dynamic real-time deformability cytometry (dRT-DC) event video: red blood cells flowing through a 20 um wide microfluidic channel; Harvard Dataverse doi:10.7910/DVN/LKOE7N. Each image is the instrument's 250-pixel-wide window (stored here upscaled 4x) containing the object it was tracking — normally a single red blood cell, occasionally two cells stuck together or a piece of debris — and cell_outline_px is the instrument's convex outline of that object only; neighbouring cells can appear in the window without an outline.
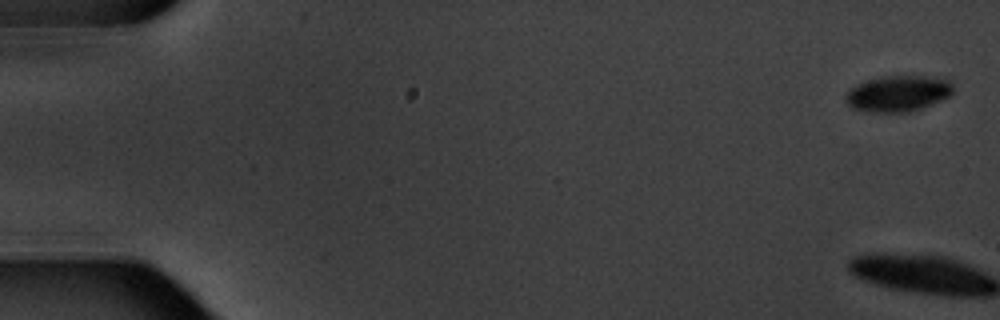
{"species": "common noctule bat (a hibernating species)", "species_latin": "Nyctalus noctula", "temperature_condition": "warm", "stored_images_in_passage": 8, "camera_frame_rate_fps": 3000, "um_per_image_px": 0.085, "animal": {"sex": "male", "body_mass_g": 20.1, "forearm_length_mm": 53.5}, "frame": {"image": 1, "passage_image": 1, "time_ms": 0.0, "image_size_px": [1000, 320], "cell_outline_px": [[952, 92], [948, 96], [920, 108], [908, 112], [872, 112], [852, 108], [848, 104], [844, 96], [856, 84], [880, 76], [936, 76], [948, 80], [952, 84]], "centroid_in_image_um": [76.31, 7.93], "position_along_channel_um": 8.7, "area_um2": 22.31}}
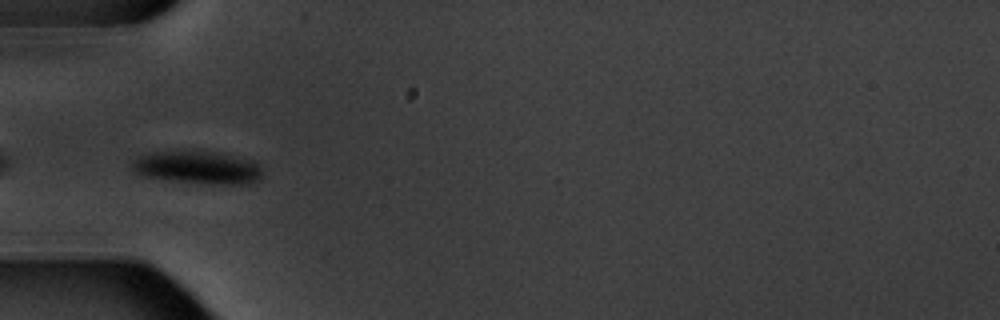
{"frame": {"image": 2, "passage_image": 7, "time_ms": 7.0, "image_size_px": [1000, 320], "cell_outline_px": [[264, 172], [260, 180], [248, 184], [200, 184], [140, 176], [132, 168], [132, 160], [140, 156], [152, 152], [196, 148], [256, 160], [260, 164]], "centroid_in_image_um": [16.85, 14.21], "position_along_channel_um": 68.1, "area_um2": 26.18}}
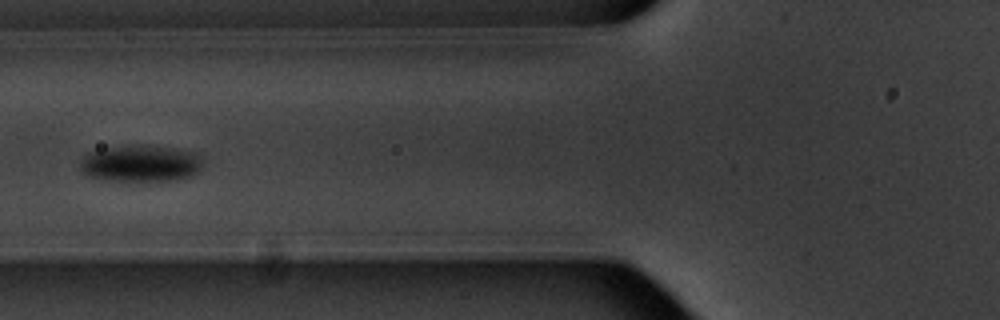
{"frame": {"image": 3, "passage_image": 8, "time_ms": 8.333, "image_size_px": [1000, 320], "cell_outline_px": [[200, 172], [192, 176], [176, 180], [148, 184], [108, 180], [88, 176], [80, 172], [80, 160], [88, 152], [108, 148], [136, 144], [148, 144], [176, 148], [200, 152]], "centroid_in_image_um": [11.99, 13.92], "position_along_channel_um": 113.8, "area_um2": 27.57}}